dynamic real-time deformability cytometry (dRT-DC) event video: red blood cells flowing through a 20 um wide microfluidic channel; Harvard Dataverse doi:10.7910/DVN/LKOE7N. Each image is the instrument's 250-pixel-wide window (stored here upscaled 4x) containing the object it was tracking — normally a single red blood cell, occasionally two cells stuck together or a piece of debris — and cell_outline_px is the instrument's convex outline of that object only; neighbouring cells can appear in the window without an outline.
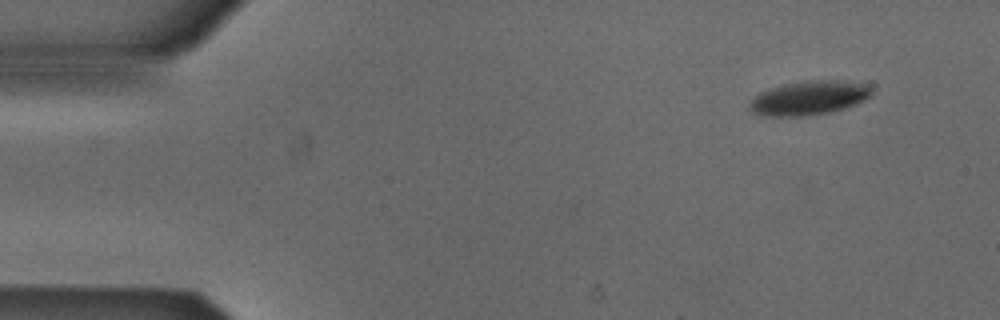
{"species": "Egyptian fruit bat (a non-hibernating species)", "species_latin": "Rousettus aegyptiacus", "temperature_condition": "cold", "stored_images_in_passage": 50, "camera_frame_rate_fps": 3000, "um_per_image_px": 0.085, "animal": {"sex": "male"}, "frame": {"image": 1, "passage_image": 1, "time_ms": 0.0, "image_size_px": [1000, 320], "cell_outline_px": [[872, 96], [856, 104], [832, 112], [800, 116], [764, 116], [752, 112], [748, 108], [748, 104], [760, 92], [784, 84], [808, 80], [844, 80], [872, 84]], "centroid_in_image_um": [68.82, 8.31], "position_along_channel_um": 16.2, "area_um2": 24.51}}
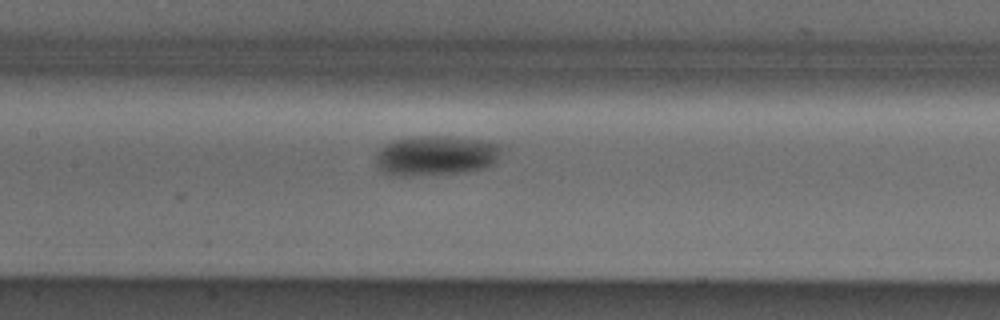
{"frame": {"image": 2, "passage_image": 21, "time_ms": 6.667, "image_size_px": [1000, 320], "cell_outline_px": [[500, 152], [496, 160], [492, 164], [484, 168], [464, 172], [420, 176], [388, 176], [380, 172], [376, 168], [376, 152], [384, 144], [392, 140], [416, 136], [452, 136], [500, 144]], "centroid_in_image_um": [36.94, 13.25], "position_along_channel_um": 170.5, "area_um2": 29.71}}
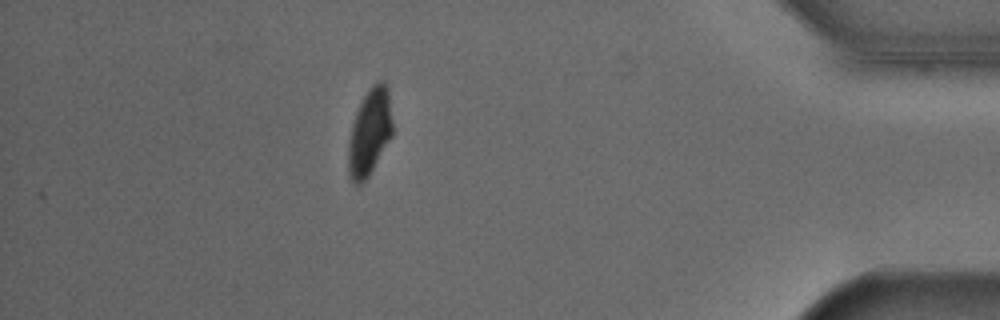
{"frame": {"image": 3, "passage_image": 43, "time_ms": 14.0, "image_size_px": [1000, 320], "cell_outline_px": [[392, 136], [368, 176], [360, 184], [356, 184], [352, 180], [348, 172], [348, 140], [352, 124], [356, 112], [364, 96], [372, 84], [376, 80], [384, 80], [388, 88], [392, 120]], "centroid_in_image_um": [31.42, 11.19], "position_along_channel_um": 403.8, "area_um2": 22.25}, "authors_computed_cell_mechanics": {"area_um2": 26.2412, "velocity_mm_per_s": 3.8479, "shape_relaxation_time_tau1_ms": 2.5448, "shape_relaxation_time_tau2_ms": null, "deformation_change_tau1": 0.0964, "deformation_change_tau2": null}}